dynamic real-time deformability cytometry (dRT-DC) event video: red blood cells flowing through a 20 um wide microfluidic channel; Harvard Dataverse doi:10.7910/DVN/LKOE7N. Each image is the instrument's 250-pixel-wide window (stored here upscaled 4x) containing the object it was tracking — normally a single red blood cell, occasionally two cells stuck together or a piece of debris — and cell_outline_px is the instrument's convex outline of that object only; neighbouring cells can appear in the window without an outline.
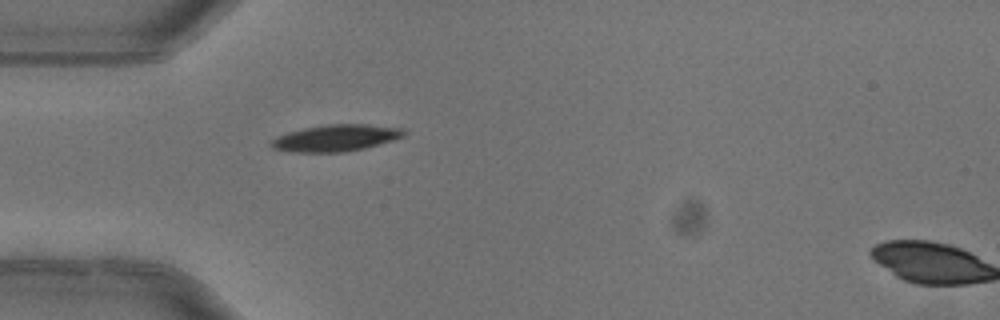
{"species": "common noctule bat (a hibernating species)", "species_latin": "Nyctalus noctula", "temperature_condition": "warm", "stored_images_in_passage": 2, "segment_of_instrument_passage": [1, 2], "camera_frame_rate_fps": 3000, "um_per_image_px": 0.085, "animal": {"sex": "female"}, "frame": {"image": 1, "passage_image": 1, "time_ms": 0.0, "image_size_px": [1000, 320], "cell_outline_px": [[408, 132], [404, 136], [392, 140], [364, 148], [344, 152], [292, 152], [272, 148], [268, 144], [276, 136], [288, 132], [304, 128], [328, 124], [368, 124], [404, 128]], "centroid_in_image_um": [28.55, 11.72], "position_along_channel_um": 56.5, "area_um2": 20.69}}